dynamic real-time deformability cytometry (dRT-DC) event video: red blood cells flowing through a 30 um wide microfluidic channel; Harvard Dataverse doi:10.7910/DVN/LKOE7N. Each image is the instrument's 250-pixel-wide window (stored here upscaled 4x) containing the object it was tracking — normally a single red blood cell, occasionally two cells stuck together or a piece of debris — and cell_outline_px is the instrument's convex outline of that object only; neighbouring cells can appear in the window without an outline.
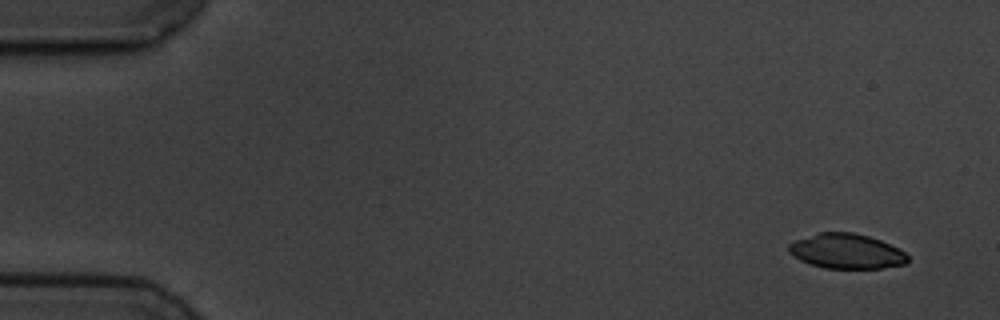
{"species": "common noctule bat (a hibernating species)", "species_latin": "Nyctalus noctula", "temperature_condition": "cold", "stored_images_in_passage": 6, "camera_frame_rate_fps": 3000, "um_per_image_px": 0.085, "animal": {"sex": "male", "body_mass_g": 19.5, "forearm_length_mm": 54.6}, "frame": {"image": 1, "passage_image": 1, "time_ms": 0.0, "image_size_px": [1000, 320], "cell_outline_px": [[908, 260], [904, 264], [880, 268], [824, 268], [808, 264], [800, 260], [788, 252], [788, 244], [796, 240], [820, 232], [852, 232], [868, 236], [880, 240], [904, 252], [908, 256]], "centroid_in_image_um": [71.91, 21.36], "position_along_channel_um": 13.1, "area_um2": 23.99}}
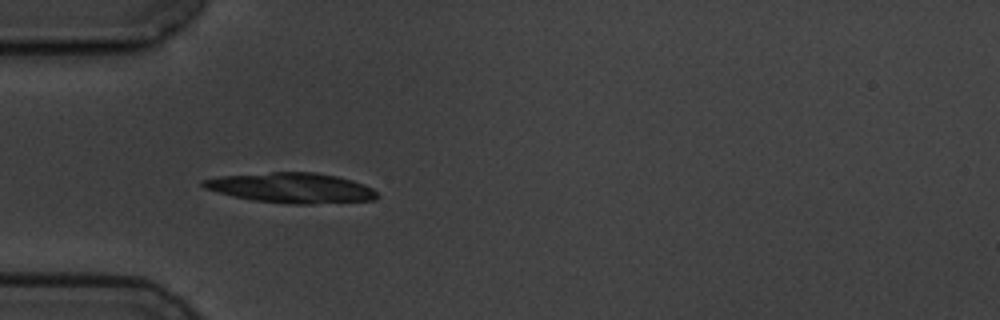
{"frame": {"image": 2, "passage_image": 5, "time_ms": 4.667, "image_size_px": [1000, 320], "cell_outline_px": [[380, 196], [376, 200], [312, 204], [292, 204], [256, 200], [232, 196], [204, 188], [200, 184], [200, 180], [220, 176], [272, 172], [316, 172], [336, 176], [352, 180], [364, 184], [372, 188]], "centroid_in_image_um": [24.78, 15.97], "position_along_channel_um": 60.2, "area_um2": 30.58}}
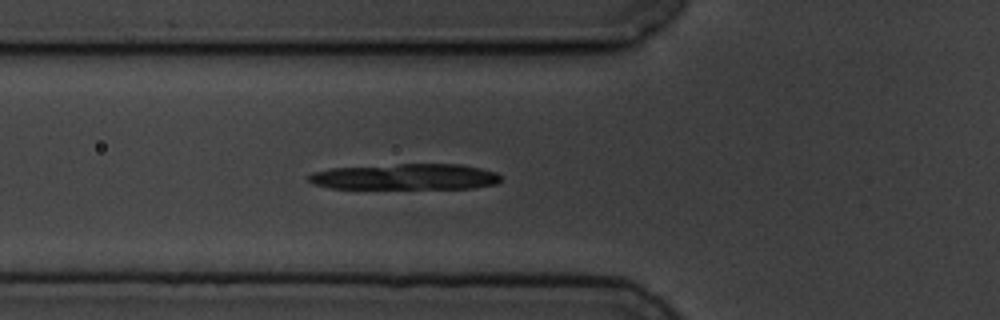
{"frame": {"image": 3, "passage_image": 6, "time_ms": 5.667, "image_size_px": [1000, 320], "cell_outline_px": [[500, 180], [496, 184], [472, 188], [332, 188], [312, 184], [304, 176], [312, 172], [328, 168], [400, 164], [460, 164], [480, 168], [496, 172], [500, 176]], "centroid_in_image_um": [34.39, 15.02], "position_along_channel_um": 91.4, "area_um2": 29.13}}